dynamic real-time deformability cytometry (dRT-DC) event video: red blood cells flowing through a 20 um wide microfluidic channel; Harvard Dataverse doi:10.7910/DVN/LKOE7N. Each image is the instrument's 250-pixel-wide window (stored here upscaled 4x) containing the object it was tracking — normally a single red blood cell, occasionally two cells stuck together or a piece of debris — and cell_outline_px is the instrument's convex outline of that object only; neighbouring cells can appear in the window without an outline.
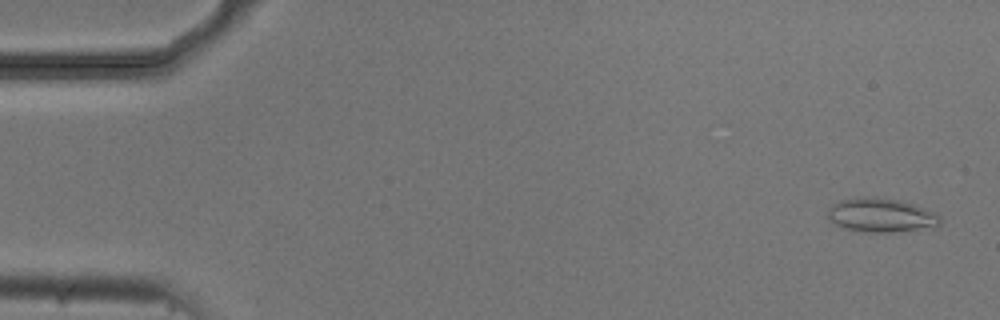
{"species": "common noctule bat (a hibernating species)", "species_latin": "Nyctalus noctula", "temperature_condition": "cold", "stored_images_in_passage": 5, "camera_frame_rate_fps": 3000, "um_per_image_px": 0.085, "animal": {"sex": "male", "body_mass_g": 20.5, "forearm_length_mm": 52.5}, "frame": {"image": 1, "passage_image": 1, "time_ms": 0.0, "image_size_px": [1000, 320], "cell_outline_px": [[940, 224], [936, 228], [892, 232], [860, 232], [844, 228], [828, 220], [828, 208], [832, 204], [840, 200], [864, 196], [876, 196], [900, 200], [924, 208], [940, 216]], "centroid_in_image_um": [74.88, 18.3], "position_along_channel_um": 10.1, "area_um2": 22.6}}